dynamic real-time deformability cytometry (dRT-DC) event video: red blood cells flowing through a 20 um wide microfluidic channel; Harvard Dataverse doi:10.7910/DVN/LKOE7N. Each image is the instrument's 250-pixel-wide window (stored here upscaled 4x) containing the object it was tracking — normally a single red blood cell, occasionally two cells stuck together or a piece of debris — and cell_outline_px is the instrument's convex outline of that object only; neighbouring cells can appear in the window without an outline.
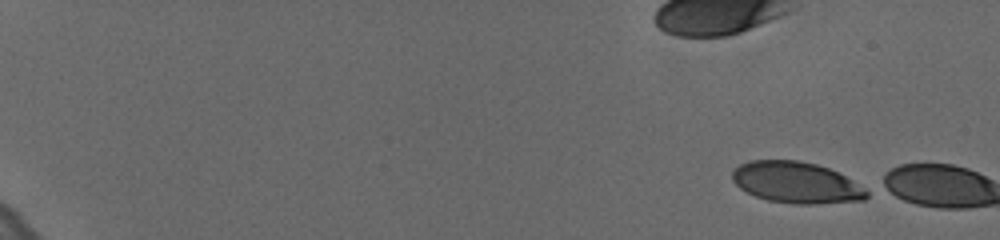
{"species": "human", "species_latin": "Homo sapiens", "temperature_condition": "cold", "stored_images_in_passage": 3, "camera_frame_rate_fps": 3000, "um_per_image_px": 0.085, "donor": {"sex": "female"}, "frame": {"image": 1, "passage_image": 1, "time_ms": 0.0, "image_size_px": [1000, 240], "cell_outline_px": [[868, 196], [864, 200], [812, 204], [792, 204], [768, 200], [756, 196], [740, 188], [732, 180], [732, 172], [740, 164], [752, 160], [796, 160], [816, 164], [828, 168], [852, 180], [864, 188], [868, 192]], "centroid_in_image_um": [67.67, 15.52], "position_along_channel_um": 17.3, "area_um2": 32.08}}